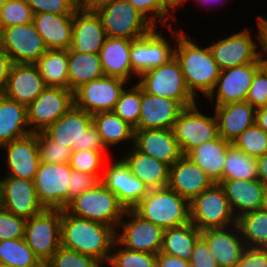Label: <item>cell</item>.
Returning <instances> with one entry per match:
<instances>
[{
  "mask_svg": "<svg viewBox=\"0 0 267 267\" xmlns=\"http://www.w3.org/2000/svg\"><path fill=\"white\" fill-rule=\"evenodd\" d=\"M181 28L177 30L174 56L178 60L190 93L198 100L199 92L208 97L216 86L220 68L208 46H200ZM185 32V33H184ZM190 38V39H189Z\"/></svg>",
  "mask_w": 267,
  "mask_h": 267,
  "instance_id": "1",
  "label": "cell"
},
{
  "mask_svg": "<svg viewBox=\"0 0 267 267\" xmlns=\"http://www.w3.org/2000/svg\"><path fill=\"white\" fill-rule=\"evenodd\" d=\"M116 230L108 225L75 217L61 210V245L108 264Z\"/></svg>",
  "mask_w": 267,
  "mask_h": 267,
  "instance_id": "2",
  "label": "cell"
},
{
  "mask_svg": "<svg viewBox=\"0 0 267 267\" xmlns=\"http://www.w3.org/2000/svg\"><path fill=\"white\" fill-rule=\"evenodd\" d=\"M52 140L72 151H109L92 122V114L74 105L44 131Z\"/></svg>",
  "mask_w": 267,
  "mask_h": 267,
  "instance_id": "3",
  "label": "cell"
},
{
  "mask_svg": "<svg viewBox=\"0 0 267 267\" xmlns=\"http://www.w3.org/2000/svg\"><path fill=\"white\" fill-rule=\"evenodd\" d=\"M133 210L164 230L190 222L189 201L169 187L150 189Z\"/></svg>",
  "mask_w": 267,
  "mask_h": 267,
  "instance_id": "4",
  "label": "cell"
},
{
  "mask_svg": "<svg viewBox=\"0 0 267 267\" xmlns=\"http://www.w3.org/2000/svg\"><path fill=\"white\" fill-rule=\"evenodd\" d=\"M69 214L102 223L116 231L126 209L102 182L70 201L65 209Z\"/></svg>",
  "mask_w": 267,
  "mask_h": 267,
  "instance_id": "5",
  "label": "cell"
},
{
  "mask_svg": "<svg viewBox=\"0 0 267 267\" xmlns=\"http://www.w3.org/2000/svg\"><path fill=\"white\" fill-rule=\"evenodd\" d=\"M136 83L144 92L175 100L183 108L199 102L188 90L180 64L175 56L163 65L142 73Z\"/></svg>",
  "mask_w": 267,
  "mask_h": 267,
  "instance_id": "6",
  "label": "cell"
},
{
  "mask_svg": "<svg viewBox=\"0 0 267 267\" xmlns=\"http://www.w3.org/2000/svg\"><path fill=\"white\" fill-rule=\"evenodd\" d=\"M95 11L110 38L137 40L155 28L128 0H116Z\"/></svg>",
  "mask_w": 267,
  "mask_h": 267,
  "instance_id": "7",
  "label": "cell"
},
{
  "mask_svg": "<svg viewBox=\"0 0 267 267\" xmlns=\"http://www.w3.org/2000/svg\"><path fill=\"white\" fill-rule=\"evenodd\" d=\"M189 207L190 222L201 232L236 224L237 218L220 184H213L193 198L189 202Z\"/></svg>",
  "mask_w": 267,
  "mask_h": 267,
  "instance_id": "8",
  "label": "cell"
},
{
  "mask_svg": "<svg viewBox=\"0 0 267 267\" xmlns=\"http://www.w3.org/2000/svg\"><path fill=\"white\" fill-rule=\"evenodd\" d=\"M24 239L45 265L61 246V210L44 209L26 219Z\"/></svg>",
  "mask_w": 267,
  "mask_h": 267,
  "instance_id": "9",
  "label": "cell"
},
{
  "mask_svg": "<svg viewBox=\"0 0 267 267\" xmlns=\"http://www.w3.org/2000/svg\"><path fill=\"white\" fill-rule=\"evenodd\" d=\"M210 115L204 114L198 103L180 112L172 130L182 155H187L199 145L219 137L215 113Z\"/></svg>",
  "mask_w": 267,
  "mask_h": 267,
  "instance_id": "10",
  "label": "cell"
},
{
  "mask_svg": "<svg viewBox=\"0 0 267 267\" xmlns=\"http://www.w3.org/2000/svg\"><path fill=\"white\" fill-rule=\"evenodd\" d=\"M168 28L172 33L170 37L172 39L175 38L172 45L170 44L171 40L167 39L163 33H160L157 27L147 35L131 43V66L138 77L147 70L159 67L174 57L177 31L173 29V26Z\"/></svg>",
  "mask_w": 267,
  "mask_h": 267,
  "instance_id": "11",
  "label": "cell"
},
{
  "mask_svg": "<svg viewBox=\"0 0 267 267\" xmlns=\"http://www.w3.org/2000/svg\"><path fill=\"white\" fill-rule=\"evenodd\" d=\"M117 230L116 240L127 249L156 255L161 251L165 230L133 209L126 210Z\"/></svg>",
  "mask_w": 267,
  "mask_h": 267,
  "instance_id": "12",
  "label": "cell"
},
{
  "mask_svg": "<svg viewBox=\"0 0 267 267\" xmlns=\"http://www.w3.org/2000/svg\"><path fill=\"white\" fill-rule=\"evenodd\" d=\"M71 171L69 163L40 162L33 181L37 197L44 209H66Z\"/></svg>",
  "mask_w": 267,
  "mask_h": 267,
  "instance_id": "13",
  "label": "cell"
},
{
  "mask_svg": "<svg viewBox=\"0 0 267 267\" xmlns=\"http://www.w3.org/2000/svg\"><path fill=\"white\" fill-rule=\"evenodd\" d=\"M73 105L72 91L61 87H47L27 107L31 133L45 131Z\"/></svg>",
  "mask_w": 267,
  "mask_h": 267,
  "instance_id": "14",
  "label": "cell"
},
{
  "mask_svg": "<svg viewBox=\"0 0 267 267\" xmlns=\"http://www.w3.org/2000/svg\"><path fill=\"white\" fill-rule=\"evenodd\" d=\"M0 46L12 63L34 64L48 50L33 22L3 28Z\"/></svg>",
  "mask_w": 267,
  "mask_h": 267,
  "instance_id": "15",
  "label": "cell"
},
{
  "mask_svg": "<svg viewBox=\"0 0 267 267\" xmlns=\"http://www.w3.org/2000/svg\"><path fill=\"white\" fill-rule=\"evenodd\" d=\"M250 30L243 29L208 45L221 71L250 63H260L259 44Z\"/></svg>",
  "mask_w": 267,
  "mask_h": 267,
  "instance_id": "16",
  "label": "cell"
},
{
  "mask_svg": "<svg viewBox=\"0 0 267 267\" xmlns=\"http://www.w3.org/2000/svg\"><path fill=\"white\" fill-rule=\"evenodd\" d=\"M128 82L104 76L83 84L73 92L74 106L89 114L113 111Z\"/></svg>",
  "mask_w": 267,
  "mask_h": 267,
  "instance_id": "17",
  "label": "cell"
},
{
  "mask_svg": "<svg viewBox=\"0 0 267 267\" xmlns=\"http://www.w3.org/2000/svg\"><path fill=\"white\" fill-rule=\"evenodd\" d=\"M0 206L8 212L29 219L42 212L33 180L0 177Z\"/></svg>",
  "mask_w": 267,
  "mask_h": 267,
  "instance_id": "18",
  "label": "cell"
},
{
  "mask_svg": "<svg viewBox=\"0 0 267 267\" xmlns=\"http://www.w3.org/2000/svg\"><path fill=\"white\" fill-rule=\"evenodd\" d=\"M107 162L101 182L117 196L126 210L133 209L150 189L131 173L122 157L109 164Z\"/></svg>",
  "mask_w": 267,
  "mask_h": 267,
  "instance_id": "19",
  "label": "cell"
},
{
  "mask_svg": "<svg viewBox=\"0 0 267 267\" xmlns=\"http://www.w3.org/2000/svg\"><path fill=\"white\" fill-rule=\"evenodd\" d=\"M259 68L260 63H250L220 71L216 86L207 98L212 105L245 101L253 76Z\"/></svg>",
  "mask_w": 267,
  "mask_h": 267,
  "instance_id": "20",
  "label": "cell"
},
{
  "mask_svg": "<svg viewBox=\"0 0 267 267\" xmlns=\"http://www.w3.org/2000/svg\"><path fill=\"white\" fill-rule=\"evenodd\" d=\"M1 149L6 152L5 168L8 173L4 176L34 180L40 164L36 133L8 142Z\"/></svg>",
  "mask_w": 267,
  "mask_h": 267,
  "instance_id": "21",
  "label": "cell"
},
{
  "mask_svg": "<svg viewBox=\"0 0 267 267\" xmlns=\"http://www.w3.org/2000/svg\"><path fill=\"white\" fill-rule=\"evenodd\" d=\"M219 184L224 189L236 218L267 207L266 187L259 179H223Z\"/></svg>",
  "mask_w": 267,
  "mask_h": 267,
  "instance_id": "22",
  "label": "cell"
},
{
  "mask_svg": "<svg viewBox=\"0 0 267 267\" xmlns=\"http://www.w3.org/2000/svg\"><path fill=\"white\" fill-rule=\"evenodd\" d=\"M46 88L35 64L13 63L3 95L28 107Z\"/></svg>",
  "mask_w": 267,
  "mask_h": 267,
  "instance_id": "23",
  "label": "cell"
},
{
  "mask_svg": "<svg viewBox=\"0 0 267 267\" xmlns=\"http://www.w3.org/2000/svg\"><path fill=\"white\" fill-rule=\"evenodd\" d=\"M213 184L207 173L186 155L170 166L168 187L189 202Z\"/></svg>",
  "mask_w": 267,
  "mask_h": 267,
  "instance_id": "24",
  "label": "cell"
},
{
  "mask_svg": "<svg viewBox=\"0 0 267 267\" xmlns=\"http://www.w3.org/2000/svg\"><path fill=\"white\" fill-rule=\"evenodd\" d=\"M219 267H235L246 248L237 224L201 232Z\"/></svg>",
  "mask_w": 267,
  "mask_h": 267,
  "instance_id": "25",
  "label": "cell"
},
{
  "mask_svg": "<svg viewBox=\"0 0 267 267\" xmlns=\"http://www.w3.org/2000/svg\"><path fill=\"white\" fill-rule=\"evenodd\" d=\"M107 38L96 11L78 8L74 13L71 49L80 53L99 54Z\"/></svg>",
  "mask_w": 267,
  "mask_h": 267,
  "instance_id": "26",
  "label": "cell"
},
{
  "mask_svg": "<svg viewBox=\"0 0 267 267\" xmlns=\"http://www.w3.org/2000/svg\"><path fill=\"white\" fill-rule=\"evenodd\" d=\"M140 118L134 129H172L184 109L177 101L150 95L141 88Z\"/></svg>",
  "mask_w": 267,
  "mask_h": 267,
  "instance_id": "27",
  "label": "cell"
},
{
  "mask_svg": "<svg viewBox=\"0 0 267 267\" xmlns=\"http://www.w3.org/2000/svg\"><path fill=\"white\" fill-rule=\"evenodd\" d=\"M134 147L141 153L172 166L181 156V149L172 129H134Z\"/></svg>",
  "mask_w": 267,
  "mask_h": 267,
  "instance_id": "28",
  "label": "cell"
},
{
  "mask_svg": "<svg viewBox=\"0 0 267 267\" xmlns=\"http://www.w3.org/2000/svg\"><path fill=\"white\" fill-rule=\"evenodd\" d=\"M213 107L218 122L219 136L231 143L255 123L256 109L246 101Z\"/></svg>",
  "mask_w": 267,
  "mask_h": 267,
  "instance_id": "29",
  "label": "cell"
},
{
  "mask_svg": "<svg viewBox=\"0 0 267 267\" xmlns=\"http://www.w3.org/2000/svg\"><path fill=\"white\" fill-rule=\"evenodd\" d=\"M126 38L107 37L99 52L102 70L105 76L122 79L126 82L138 79L130 61L131 43ZM137 77V78H136Z\"/></svg>",
  "mask_w": 267,
  "mask_h": 267,
  "instance_id": "30",
  "label": "cell"
},
{
  "mask_svg": "<svg viewBox=\"0 0 267 267\" xmlns=\"http://www.w3.org/2000/svg\"><path fill=\"white\" fill-rule=\"evenodd\" d=\"M125 153V154H124ZM131 173L149 189L165 188L169 184L170 166L152 156L141 153L134 146L121 156Z\"/></svg>",
  "mask_w": 267,
  "mask_h": 267,
  "instance_id": "31",
  "label": "cell"
},
{
  "mask_svg": "<svg viewBox=\"0 0 267 267\" xmlns=\"http://www.w3.org/2000/svg\"><path fill=\"white\" fill-rule=\"evenodd\" d=\"M74 15L34 14L33 24L48 49L68 50L72 44Z\"/></svg>",
  "mask_w": 267,
  "mask_h": 267,
  "instance_id": "32",
  "label": "cell"
},
{
  "mask_svg": "<svg viewBox=\"0 0 267 267\" xmlns=\"http://www.w3.org/2000/svg\"><path fill=\"white\" fill-rule=\"evenodd\" d=\"M29 134L27 106L0 95V147Z\"/></svg>",
  "mask_w": 267,
  "mask_h": 267,
  "instance_id": "33",
  "label": "cell"
},
{
  "mask_svg": "<svg viewBox=\"0 0 267 267\" xmlns=\"http://www.w3.org/2000/svg\"><path fill=\"white\" fill-rule=\"evenodd\" d=\"M232 143L218 137L191 150L186 156L203 169L214 184L223 180L226 152Z\"/></svg>",
  "mask_w": 267,
  "mask_h": 267,
  "instance_id": "34",
  "label": "cell"
},
{
  "mask_svg": "<svg viewBox=\"0 0 267 267\" xmlns=\"http://www.w3.org/2000/svg\"><path fill=\"white\" fill-rule=\"evenodd\" d=\"M68 76L72 92L83 84L104 77L99 54L75 52L69 48Z\"/></svg>",
  "mask_w": 267,
  "mask_h": 267,
  "instance_id": "35",
  "label": "cell"
},
{
  "mask_svg": "<svg viewBox=\"0 0 267 267\" xmlns=\"http://www.w3.org/2000/svg\"><path fill=\"white\" fill-rule=\"evenodd\" d=\"M92 122L96 126L105 147L123 144L130 141L134 145V128L123 121L114 111H102L92 114Z\"/></svg>",
  "mask_w": 267,
  "mask_h": 267,
  "instance_id": "36",
  "label": "cell"
},
{
  "mask_svg": "<svg viewBox=\"0 0 267 267\" xmlns=\"http://www.w3.org/2000/svg\"><path fill=\"white\" fill-rule=\"evenodd\" d=\"M201 231L191 222L164 231L161 253L190 261L195 243Z\"/></svg>",
  "mask_w": 267,
  "mask_h": 267,
  "instance_id": "37",
  "label": "cell"
},
{
  "mask_svg": "<svg viewBox=\"0 0 267 267\" xmlns=\"http://www.w3.org/2000/svg\"><path fill=\"white\" fill-rule=\"evenodd\" d=\"M34 64L47 87L69 89L68 50L48 49Z\"/></svg>",
  "mask_w": 267,
  "mask_h": 267,
  "instance_id": "38",
  "label": "cell"
},
{
  "mask_svg": "<svg viewBox=\"0 0 267 267\" xmlns=\"http://www.w3.org/2000/svg\"><path fill=\"white\" fill-rule=\"evenodd\" d=\"M236 224L246 247L267 248V207L239 216Z\"/></svg>",
  "mask_w": 267,
  "mask_h": 267,
  "instance_id": "39",
  "label": "cell"
},
{
  "mask_svg": "<svg viewBox=\"0 0 267 267\" xmlns=\"http://www.w3.org/2000/svg\"><path fill=\"white\" fill-rule=\"evenodd\" d=\"M223 179L256 180L258 179L256 158L248 156L231 144L226 152Z\"/></svg>",
  "mask_w": 267,
  "mask_h": 267,
  "instance_id": "40",
  "label": "cell"
},
{
  "mask_svg": "<svg viewBox=\"0 0 267 267\" xmlns=\"http://www.w3.org/2000/svg\"><path fill=\"white\" fill-rule=\"evenodd\" d=\"M0 263L11 267H42L24 238L0 241Z\"/></svg>",
  "mask_w": 267,
  "mask_h": 267,
  "instance_id": "41",
  "label": "cell"
},
{
  "mask_svg": "<svg viewBox=\"0 0 267 267\" xmlns=\"http://www.w3.org/2000/svg\"><path fill=\"white\" fill-rule=\"evenodd\" d=\"M156 259V254L127 249L115 240L107 267H156Z\"/></svg>",
  "mask_w": 267,
  "mask_h": 267,
  "instance_id": "42",
  "label": "cell"
},
{
  "mask_svg": "<svg viewBox=\"0 0 267 267\" xmlns=\"http://www.w3.org/2000/svg\"><path fill=\"white\" fill-rule=\"evenodd\" d=\"M126 86L116 102L114 112L129 125L135 128L140 118L141 87L135 82L132 87Z\"/></svg>",
  "mask_w": 267,
  "mask_h": 267,
  "instance_id": "43",
  "label": "cell"
},
{
  "mask_svg": "<svg viewBox=\"0 0 267 267\" xmlns=\"http://www.w3.org/2000/svg\"><path fill=\"white\" fill-rule=\"evenodd\" d=\"M107 152V155H106ZM109 151L78 150L72 151L69 165L72 170L96 175L100 180L103 176Z\"/></svg>",
  "mask_w": 267,
  "mask_h": 267,
  "instance_id": "44",
  "label": "cell"
},
{
  "mask_svg": "<svg viewBox=\"0 0 267 267\" xmlns=\"http://www.w3.org/2000/svg\"><path fill=\"white\" fill-rule=\"evenodd\" d=\"M140 13H142L155 27L160 23L162 27L165 25L172 26L167 23L169 20L177 21L174 15V8L169 4L168 0H128ZM173 12V15H172ZM158 20V21H157ZM158 23V24H157Z\"/></svg>",
  "mask_w": 267,
  "mask_h": 267,
  "instance_id": "45",
  "label": "cell"
},
{
  "mask_svg": "<svg viewBox=\"0 0 267 267\" xmlns=\"http://www.w3.org/2000/svg\"><path fill=\"white\" fill-rule=\"evenodd\" d=\"M232 144L248 156L261 157L267 152V132L254 123L245 129Z\"/></svg>",
  "mask_w": 267,
  "mask_h": 267,
  "instance_id": "46",
  "label": "cell"
},
{
  "mask_svg": "<svg viewBox=\"0 0 267 267\" xmlns=\"http://www.w3.org/2000/svg\"><path fill=\"white\" fill-rule=\"evenodd\" d=\"M34 14L26 0H6L0 8L2 28L33 22Z\"/></svg>",
  "mask_w": 267,
  "mask_h": 267,
  "instance_id": "47",
  "label": "cell"
},
{
  "mask_svg": "<svg viewBox=\"0 0 267 267\" xmlns=\"http://www.w3.org/2000/svg\"><path fill=\"white\" fill-rule=\"evenodd\" d=\"M40 162L42 163H69L72 149L52 140L44 131L37 132Z\"/></svg>",
  "mask_w": 267,
  "mask_h": 267,
  "instance_id": "48",
  "label": "cell"
},
{
  "mask_svg": "<svg viewBox=\"0 0 267 267\" xmlns=\"http://www.w3.org/2000/svg\"><path fill=\"white\" fill-rule=\"evenodd\" d=\"M45 265L47 267H102L104 264L94 257L61 245Z\"/></svg>",
  "mask_w": 267,
  "mask_h": 267,
  "instance_id": "49",
  "label": "cell"
},
{
  "mask_svg": "<svg viewBox=\"0 0 267 267\" xmlns=\"http://www.w3.org/2000/svg\"><path fill=\"white\" fill-rule=\"evenodd\" d=\"M33 14L54 13L74 15L79 8L78 0H26Z\"/></svg>",
  "mask_w": 267,
  "mask_h": 267,
  "instance_id": "50",
  "label": "cell"
},
{
  "mask_svg": "<svg viewBox=\"0 0 267 267\" xmlns=\"http://www.w3.org/2000/svg\"><path fill=\"white\" fill-rule=\"evenodd\" d=\"M26 219L0 206V241L24 238Z\"/></svg>",
  "mask_w": 267,
  "mask_h": 267,
  "instance_id": "51",
  "label": "cell"
},
{
  "mask_svg": "<svg viewBox=\"0 0 267 267\" xmlns=\"http://www.w3.org/2000/svg\"><path fill=\"white\" fill-rule=\"evenodd\" d=\"M245 101L255 109L267 106V74L261 67L253 76Z\"/></svg>",
  "mask_w": 267,
  "mask_h": 267,
  "instance_id": "52",
  "label": "cell"
},
{
  "mask_svg": "<svg viewBox=\"0 0 267 267\" xmlns=\"http://www.w3.org/2000/svg\"><path fill=\"white\" fill-rule=\"evenodd\" d=\"M100 182L96 175L72 170L68 182V204L83 192L95 188Z\"/></svg>",
  "mask_w": 267,
  "mask_h": 267,
  "instance_id": "53",
  "label": "cell"
},
{
  "mask_svg": "<svg viewBox=\"0 0 267 267\" xmlns=\"http://www.w3.org/2000/svg\"><path fill=\"white\" fill-rule=\"evenodd\" d=\"M189 263L191 267H219L207 243L201 237L194 245Z\"/></svg>",
  "mask_w": 267,
  "mask_h": 267,
  "instance_id": "54",
  "label": "cell"
},
{
  "mask_svg": "<svg viewBox=\"0 0 267 267\" xmlns=\"http://www.w3.org/2000/svg\"><path fill=\"white\" fill-rule=\"evenodd\" d=\"M235 267H267V248L246 247Z\"/></svg>",
  "mask_w": 267,
  "mask_h": 267,
  "instance_id": "55",
  "label": "cell"
},
{
  "mask_svg": "<svg viewBox=\"0 0 267 267\" xmlns=\"http://www.w3.org/2000/svg\"><path fill=\"white\" fill-rule=\"evenodd\" d=\"M257 21V28L258 33H256V38L258 40L259 44V56L260 58H267V18L264 16H258L256 17Z\"/></svg>",
  "mask_w": 267,
  "mask_h": 267,
  "instance_id": "56",
  "label": "cell"
},
{
  "mask_svg": "<svg viewBox=\"0 0 267 267\" xmlns=\"http://www.w3.org/2000/svg\"><path fill=\"white\" fill-rule=\"evenodd\" d=\"M9 54L0 46V95H3L12 66Z\"/></svg>",
  "mask_w": 267,
  "mask_h": 267,
  "instance_id": "57",
  "label": "cell"
},
{
  "mask_svg": "<svg viewBox=\"0 0 267 267\" xmlns=\"http://www.w3.org/2000/svg\"><path fill=\"white\" fill-rule=\"evenodd\" d=\"M156 267H191L189 261L159 252Z\"/></svg>",
  "mask_w": 267,
  "mask_h": 267,
  "instance_id": "58",
  "label": "cell"
},
{
  "mask_svg": "<svg viewBox=\"0 0 267 267\" xmlns=\"http://www.w3.org/2000/svg\"><path fill=\"white\" fill-rule=\"evenodd\" d=\"M116 0H79L78 5L82 9L95 11L98 8Z\"/></svg>",
  "mask_w": 267,
  "mask_h": 267,
  "instance_id": "59",
  "label": "cell"
},
{
  "mask_svg": "<svg viewBox=\"0 0 267 267\" xmlns=\"http://www.w3.org/2000/svg\"><path fill=\"white\" fill-rule=\"evenodd\" d=\"M257 161V170H258V179L266 184L267 183V152L256 158Z\"/></svg>",
  "mask_w": 267,
  "mask_h": 267,
  "instance_id": "60",
  "label": "cell"
},
{
  "mask_svg": "<svg viewBox=\"0 0 267 267\" xmlns=\"http://www.w3.org/2000/svg\"><path fill=\"white\" fill-rule=\"evenodd\" d=\"M255 123L267 132V106L256 109Z\"/></svg>",
  "mask_w": 267,
  "mask_h": 267,
  "instance_id": "61",
  "label": "cell"
},
{
  "mask_svg": "<svg viewBox=\"0 0 267 267\" xmlns=\"http://www.w3.org/2000/svg\"><path fill=\"white\" fill-rule=\"evenodd\" d=\"M187 0H168L169 4L175 9L180 10L181 6L186 2ZM189 1V0H188ZM180 8V9H179Z\"/></svg>",
  "mask_w": 267,
  "mask_h": 267,
  "instance_id": "62",
  "label": "cell"
},
{
  "mask_svg": "<svg viewBox=\"0 0 267 267\" xmlns=\"http://www.w3.org/2000/svg\"><path fill=\"white\" fill-rule=\"evenodd\" d=\"M194 1H197V2H199V6H200V4H202L201 6H203V4H204V6H208V5H211V4H216V3H218L216 0H213V2H212V0H194ZM219 1V0H218Z\"/></svg>",
  "mask_w": 267,
  "mask_h": 267,
  "instance_id": "63",
  "label": "cell"
},
{
  "mask_svg": "<svg viewBox=\"0 0 267 267\" xmlns=\"http://www.w3.org/2000/svg\"><path fill=\"white\" fill-rule=\"evenodd\" d=\"M260 62V67L265 71V73L267 74V58H260L259 59Z\"/></svg>",
  "mask_w": 267,
  "mask_h": 267,
  "instance_id": "64",
  "label": "cell"
},
{
  "mask_svg": "<svg viewBox=\"0 0 267 267\" xmlns=\"http://www.w3.org/2000/svg\"><path fill=\"white\" fill-rule=\"evenodd\" d=\"M6 0H0V8L5 4Z\"/></svg>",
  "mask_w": 267,
  "mask_h": 267,
  "instance_id": "65",
  "label": "cell"
},
{
  "mask_svg": "<svg viewBox=\"0 0 267 267\" xmlns=\"http://www.w3.org/2000/svg\"><path fill=\"white\" fill-rule=\"evenodd\" d=\"M0 267H11V266L0 263Z\"/></svg>",
  "mask_w": 267,
  "mask_h": 267,
  "instance_id": "66",
  "label": "cell"
},
{
  "mask_svg": "<svg viewBox=\"0 0 267 267\" xmlns=\"http://www.w3.org/2000/svg\"><path fill=\"white\" fill-rule=\"evenodd\" d=\"M2 26H1V23H0V36H1V33H2Z\"/></svg>",
  "mask_w": 267,
  "mask_h": 267,
  "instance_id": "67",
  "label": "cell"
},
{
  "mask_svg": "<svg viewBox=\"0 0 267 267\" xmlns=\"http://www.w3.org/2000/svg\"><path fill=\"white\" fill-rule=\"evenodd\" d=\"M265 187H266V199H267V183L265 184Z\"/></svg>",
  "mask_w": 267,
  "mask_h": 267,
  "instance_id": "68",
  "label": "cell"
}]
</instances>
